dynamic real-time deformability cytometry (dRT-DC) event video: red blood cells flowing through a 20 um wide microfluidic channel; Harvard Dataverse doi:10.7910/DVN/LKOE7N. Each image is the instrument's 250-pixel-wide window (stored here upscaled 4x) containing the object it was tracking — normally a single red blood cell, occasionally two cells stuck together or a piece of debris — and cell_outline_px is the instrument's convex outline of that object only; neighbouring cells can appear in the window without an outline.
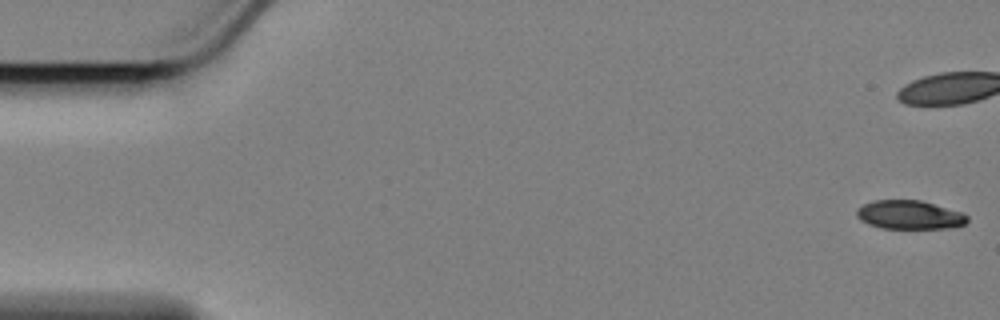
{"species": "Egyptian fruit bat (a non-hibernating species)", "species_latin": "Rousettus aegyptiacus", "temperature_condition": "cold", "stored_images_in_passage": 59, "camera_frame_rate_fps": 3000, "um_per_image_px": 0.085, "animal": {"sex": "female"}, "frame": {"image": 1, "passage_image": 1, "time_ms": 0.0, "image_size_px": [1000, 320], "cell_outline_px": [[968, 220], [964, 224], [944, 228], [884, 228], [868, 224], [860, 220], [856, 216], [856, 208], [872, 200], [920, 200], [964, 212], [968, 216]], "centroid_in_image_um": [77.29, 18.25], "position_along_channel_um": 7.7, "area_um2": 18.55}}
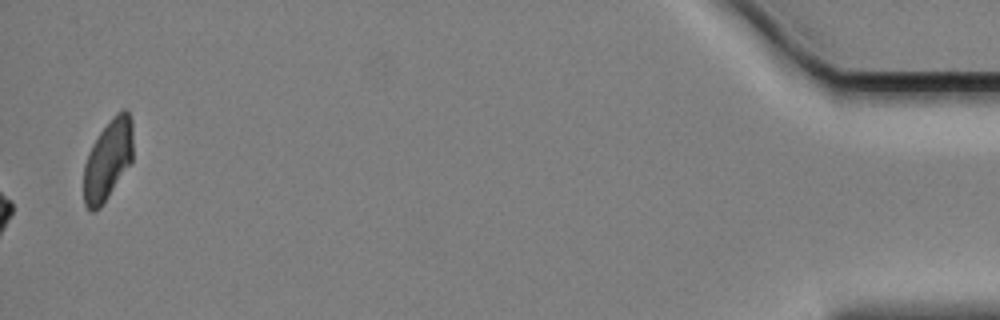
{"frame": {"image": 2, "passage_image": 59, "time_ms": 19.333, "image_size_px": [1000, 320], "cell_outline_px": [[132, 164], [100, 208], [92, 212], [84, 204], [84, 164], [88, 152], [92, 144], [100, 132], [112, 116], [116, 112], [124, 108], [128, 108], [132, 120]], "centroid_in_image_um": [9.19, 13.56], "position_along_channel_um": 426.0, "area_um2": 23.52}, "authors_computed_cell_mechanics": {"area_um2": 20.8658, "velocity_mm_per_s": 3.4474, "shape_relaxation_time_tau1_ms": 2.2891, "shape_relaxation_time_tau2_ms": null, "deformation_change_tau1": 0.1088, "deformation_change_tau2": null}}